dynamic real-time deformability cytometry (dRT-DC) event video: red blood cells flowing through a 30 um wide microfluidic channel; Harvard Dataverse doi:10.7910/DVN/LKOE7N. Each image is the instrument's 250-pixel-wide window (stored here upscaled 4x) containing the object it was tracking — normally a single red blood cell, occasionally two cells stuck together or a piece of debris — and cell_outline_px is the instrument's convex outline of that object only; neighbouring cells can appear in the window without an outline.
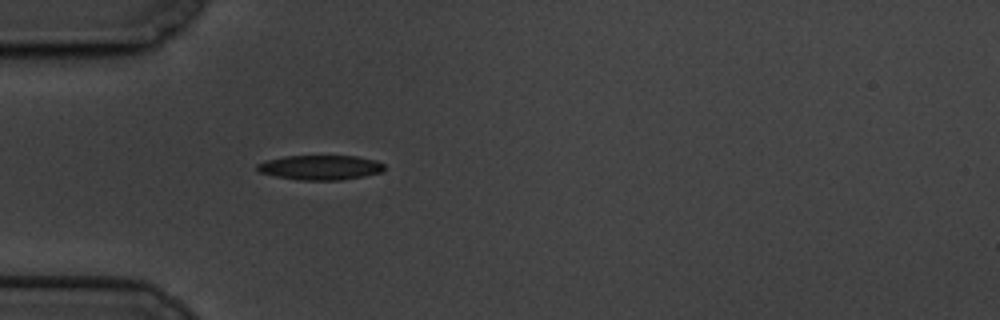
{"species": "common noctule bat (a hibernating species)", "species_latin": "Nyctalus noctula", "temperature_condition": "cold", "stored_images_in_passage": 39, "camera_frame_rate_fps": 3000, "um_per_image_px": 0.085, "animal": {"sex": "male", "body_mass_g": 19.5, "forearm_length_mm": 54.6}, "frame": {"image": 1, "passage_image": 1, "time_ms": 0.0, "image_size_px": [1000, 320], "cell_outline_px": [[384, 172], [364, 176], [340, 180], [300, 180], [276, 176], [260, 172], [256, 168], [256, 164], [264, 160], [284, 156], [356, 156], [376, 160], [384, 164]], "centroid_in_image_um": [27.23, 14.23], "position_along_channel_um": 57.8, "area_um2": 18.38}}
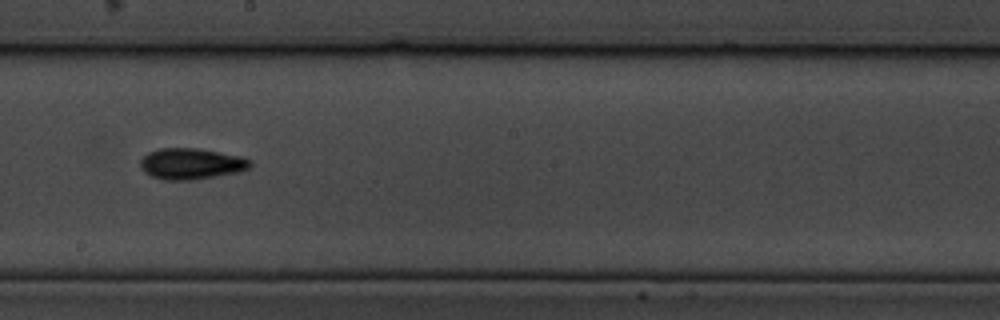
{"frame": {"image": 2, "passage_image": 17, "time_ms": 5.333, "image_size_px": [1000, 320], "cell_outline_px": [[252, 164], [248, 168], [240, 172], [192, 180], [164, 180], [152, 176], [144, 172], [140, 168], [140, 160], [148, 152], [160, 148], [200, 148], [240, 156], [252, 160]], "centroid_in_image_um": [16.25, 13.92], "position_along_channel_um": 231.9, "area_um2": 20.06}}
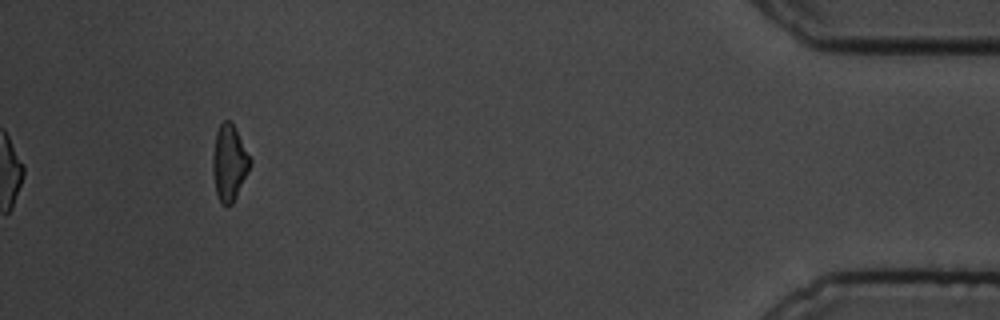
{"frame": {"image": 3, "passage_image": 39, "time_ms": 12.667, "image_size_px": [1000, 320], "cell_outline_px": [[252, 164], [232, 204], [224, 204], [220, 200], [216, 192], [212, 168], [212, 156], [216, 132], [220, 124], [224, 120], [228, 120], [236, 128], [252, 160]], "centroid_in_image_um": [19.49, 13.79], "position_along_channel_um": 415.7, "area_um2": 16.42}, "authors_computed_cell_mechanics": {"area_um2": 17.5134, "velocity_mm_per_s": 3.3637, "shape_relaxation_time_tau1_ms": 3.1492, "shape_relaxation_time_tau2_ms": 10.6232, "deformation_change_tau1": 0.119, "deformation_change_tau2": 0.1464}}